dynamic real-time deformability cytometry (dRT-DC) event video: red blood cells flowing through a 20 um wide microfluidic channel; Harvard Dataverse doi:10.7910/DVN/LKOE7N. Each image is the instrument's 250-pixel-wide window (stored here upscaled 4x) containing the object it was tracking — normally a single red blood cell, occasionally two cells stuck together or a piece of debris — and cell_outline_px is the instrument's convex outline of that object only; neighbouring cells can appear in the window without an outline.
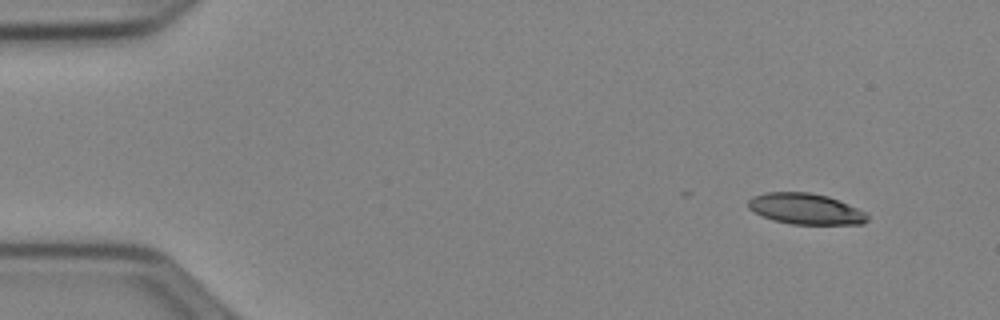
{"species": "Egyptian fruit bat (a non-hibernating species)", "species_latin": "Rousettus aegyptiacus", "temperature_condition": "cold", "stored_images_in_passage": 38, "camera_frame_rate_fps": 3000, "um_per_image_px": 0.085, "animal": {"sex": "female"}, "frame": {"image": 1, "passage_image": 1, "time_ms": 0.0, "image_size_px": [1000, 320], "cell_outline_px": [[868, 220], [860, 224], [792, 224], [772, 220], [748, 208], [748, 200], [752, 196], [764, 192], [808, 192], [828, 196], [856, 208], [864, 212], [868, 216]], "centroid_in_image_um": [68.44, 17.75], "position_along_channel_um": 16.6, "area_um2": 21.27}}
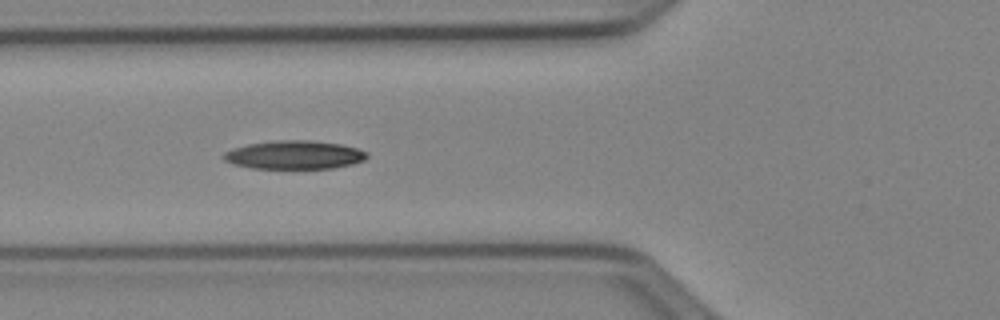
{"frame": {"image": 2, "passage_image": 16, "time_ms": 5.0, "image_size_px": [1000, 320], "cell_outline_px": [[368, 156], [364, 160], [352, 164], [332, 168], [252, 168], [232, 164], [224, 160], [220, 156], [224, 152], [232, 148], [248, 144], [276, 140], [312, 140], [340, 144], [356, 148], [368, 152]], "centroid_in_image_um": [24.99, 13.16], "position_along_channel_um": 100.8, "area_um2": 23.87}}
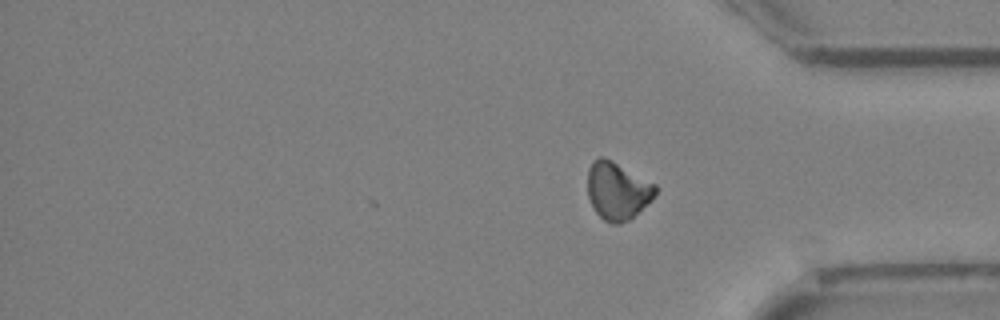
{"frame": {"image": 3, "passage_image": 38, "time_ms": 12.333, "image_size_px": [1000, 320], "cell_outline_px": [[656, 196], [652, 200], [628, 220], [620, 224], [612, 224], [604, 220], [596, 212], [588, 196], [588, 168], [592, 160], [600, 156], [604, 156], [612, 160], [656, 184]], "centroid_in_image_um": [52.48, 16.2], "position_along_channel_um": 382.7, "area_um2": 22.83}, "authors_computed_cell_mechanics": {"area_um2": 22.831, "velocity_mm_per_s": 3.9474, "shape_relaxation_time_tau1_ms": 10.1279, "shape_relaxation_time_tau2_ms": null, "deformation_change_tau1": 0.186, "deformation_change_tau2": null}}